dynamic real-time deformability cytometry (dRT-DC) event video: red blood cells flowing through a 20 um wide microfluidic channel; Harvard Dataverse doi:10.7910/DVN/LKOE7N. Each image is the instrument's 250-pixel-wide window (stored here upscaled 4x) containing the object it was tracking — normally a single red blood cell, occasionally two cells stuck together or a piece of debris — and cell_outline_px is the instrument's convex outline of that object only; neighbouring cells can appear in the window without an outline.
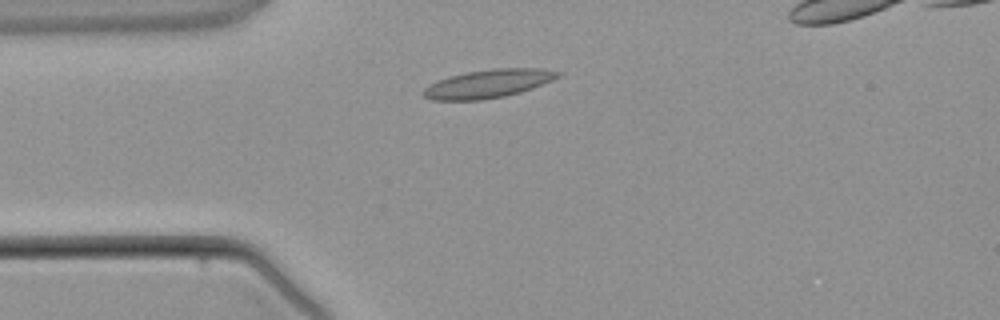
{"species": "common noctule bat (a hibernating species)", "species_latin": "Nyctalus noctula", "temperature_condition": "warm", "stored_images_in_passage": 2, "camera_frame_rate_fps": 3000, "um_per_image_px": 0.085, "animal": {"sex": "male", "body_mass_g": 21.5, "forearm_length_mm": 52.0}, "frame": {"image": 1, "passage_image": 2, "time_ms": 1.333, "image_size_px": [1000, 320], "cell_outline_px": [[564, 72], [560, 76], [552, 80], [532, 88], [520, 92], [504, 96], [484, 100], [432, 100], [424, 96], [420, 92], [424, 88], [436, 80], [448, 76], [464, 72], [496, 68], [544, 68]], "centroid_in_image_um": [41.49, 7.1], "position_along_channel_um": 43.5, "area_um2": 22.48}}